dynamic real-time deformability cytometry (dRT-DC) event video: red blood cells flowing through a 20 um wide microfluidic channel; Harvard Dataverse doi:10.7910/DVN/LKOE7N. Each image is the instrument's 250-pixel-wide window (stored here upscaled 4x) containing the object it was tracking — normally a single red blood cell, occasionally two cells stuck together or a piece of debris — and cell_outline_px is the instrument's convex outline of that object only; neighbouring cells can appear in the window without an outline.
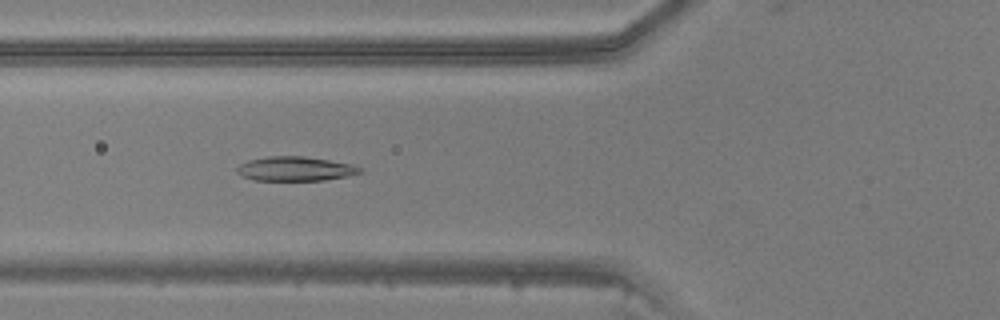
{"species": "common noctule bat (a hibernating species)", "species_latin": "Nyctalus noctula", "temperature_condition": "warm", "stored_images_in_passage": 42, "camera_frame_rate_fps": 3000, "um_per_image_px": 0.085, "animal": {"sex": "male", "body_mass_g": 20.5, "forearm_length_mm": 52.5}, "frame": {"image": 1, "passage_image": 18, "time_ms": 5.667, "image_size_px": [1000, 320], "cell_outline_px": [[364, 172], [348, 176], [324, 180], [252, 180], [236, 172], [236, 168], [240, 164], [248, 160], [268, 156], [304, 156], [352, 164], [364, 168]], "centroid_in_image_um": [25.13, 14.34], "position_along_channel_um": 100.7, "area_um2": 17.51}}
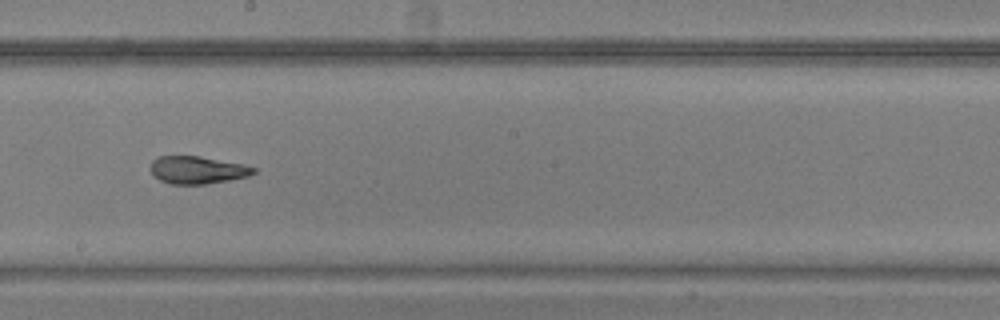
{"frame": {"image": 2, "passage_image": 27, "time_ms": 8.667, "image_size_px": [1000, 320], "cell_outline_px": [[256, 172], [248, 176], [228, 180], [204, 184], [172, 184], [160, 180], [152, 172], [152, 160], [160, 156], [200, 156], [244, 164], [256, 168]], "centroid_in_image_um": [16.81, 14.44], "position_along_channel_um": 231.4, "area_um2": 16.36}}
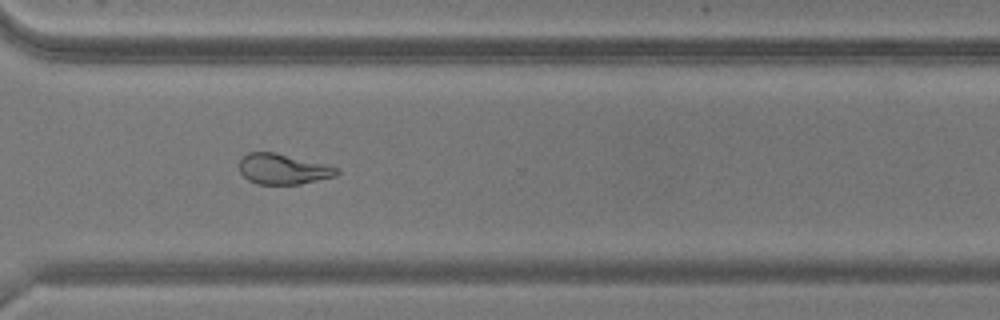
{"frame": {"image": 3, "passage_image": 35, "time_ms": 11.333, "image_size_px": [1000, 320], "cell_outline_px": [[340, 172], [336, 176], [300, 184], [256, 184], [248, 180], [240, 172], [240, 160], [248, 152], [276, 152], [340, 168]], "centroid_in_image_um": [24.07, 14.37], "position_along_channel_um": 346.5, "area_um2": 17.28}}